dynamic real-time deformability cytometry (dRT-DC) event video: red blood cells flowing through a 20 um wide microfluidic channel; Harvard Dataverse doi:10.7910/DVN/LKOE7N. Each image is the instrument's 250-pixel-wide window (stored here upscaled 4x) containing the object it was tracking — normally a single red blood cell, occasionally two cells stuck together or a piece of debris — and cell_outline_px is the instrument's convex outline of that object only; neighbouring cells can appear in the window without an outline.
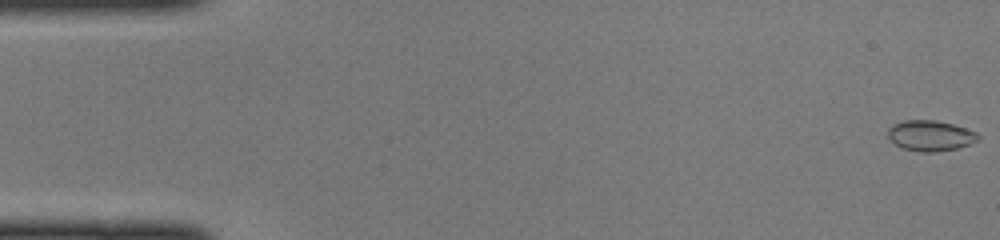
{"species": "common noctule bat (a hibernating species)", "species_latin": "Nyctalus noctula", "temperature_condition": "cold", "stored_images_in_passage": 47, "camera_frame_rate_fps": 3000, "um_per_image_px": 0.085, "animal": {"sex": "female", "body_mass_g": 22.0, "forearm_length_mm": 56.7}, "frame": {"image": 1, "passage_image": 1, "time_ms": 0.0, "image_size_px": [1000, 240], "cell_outline_px": [[980, 140], [972, 144], [960, 148], [936, 152], [920, 152], [900, 148], [888, 136], [888, 128], [892, 124], [904, 120], [936, 120], [952, 124], [976, 132], [980, 136]], "centroid_in_image_um": [79.1, 11.54], "position_along_channel_um": 5.9, "area_um2": 16.3}}
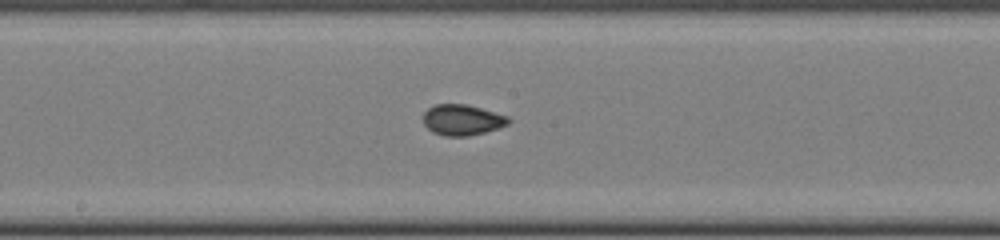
{"frame": {"image": 2, "passage_image": 25, "time_ms": 8.0, "image_size_px": [1000, 240], "cell_outline_px": [[512, 120], [508, 124], [484, 132], [468, 136], [444, 136], [432, 132], [424, 124], [424, 112], [428, 108], [436, 104], [464, 104], [480, 108], [508, 116]], "centroid_in_image_um": [39.28, 10.19], "position_along_channel_um": 208.9, "area_um2": 15.14}}
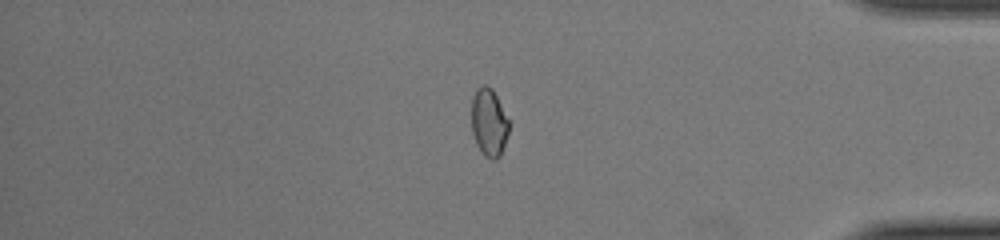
{"frame": {"image": 3, "passage_image": 40, "time_ms": 13.0, "image_size_px": [1000, 240], "cell_outline_px": [[508, 132], [500, 156], [496, 160], [492, 160], [484, 156], [476, 144], [472, 132], [472, 96], [476, 88], [484, 84], [492, 88], [508, 120]], "centroid_in_image_um": [41.53, 10.41], "position_along_channel_um": 393.7, "area_um2": 14.68}}